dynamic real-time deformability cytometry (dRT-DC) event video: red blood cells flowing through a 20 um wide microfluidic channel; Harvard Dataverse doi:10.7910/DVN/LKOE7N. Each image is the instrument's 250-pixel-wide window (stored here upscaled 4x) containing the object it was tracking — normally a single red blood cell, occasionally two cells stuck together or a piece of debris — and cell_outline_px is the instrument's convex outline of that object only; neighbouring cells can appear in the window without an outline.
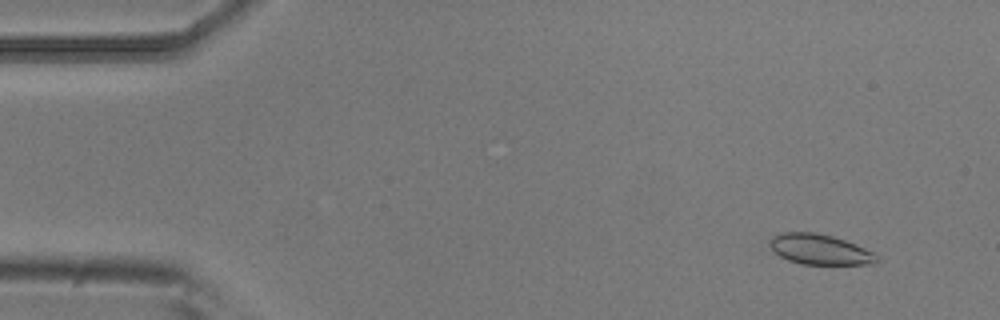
{"species": "common noctule bat (a hibernating species)", "species_latin": "Nyctalus noctula", "temperature_condition": "room temperature", "stored_images_in_passage": 6, "camera_frame_rate_fps": 3000, "um_per_image_px": 0.085, "animal": {"sex": "male", "body_mass_g": 20.5, "forearm_length_mm": 52.5}, "frame": {"image": 1, "passage_image": 2, "time_ms": 0.333, "image_size_px": [1000, 320], "cell_outline_px": [[880, 260], [872, 264], [804, 264], [788, 260], [780, 256], [772, 248], [772, 236], [784, 232], [816, 232], [832, 236], [856, 244], [880, 256]], "centroid_in_image_um": [69.74, 21.2], "position_along_channel_um": 15.3, "area_um2": 18.67}}
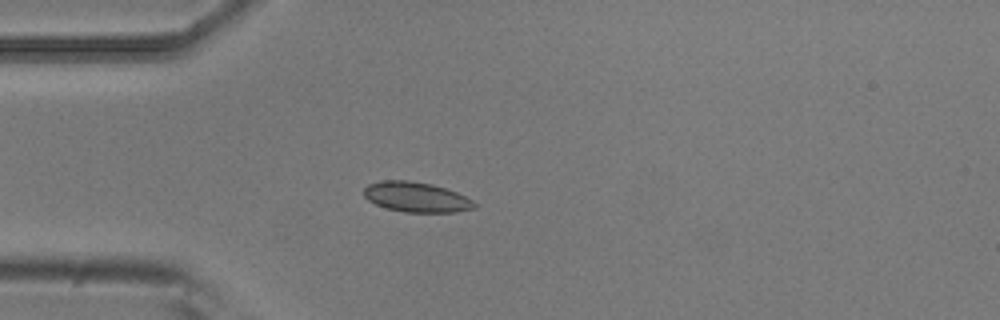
{"frame": {"image": 2, "passage_image": 5, "time_ms": 1.333, "image_size_px": [1000, 320], "cell_outline_px": [[476, 208], [456, 212], [404, 212], [388, 208], [376, 204], [368, 200], [364, 196], [364, 188], [368, 184], [380, 180], [408, 180], [432, 184], [456, 192], [472, 200], [476, 204]], "centroid_in_image_um": [35.37, 16.75], "position_along_channel_um": 49.6, "area_um2": 19.31}}